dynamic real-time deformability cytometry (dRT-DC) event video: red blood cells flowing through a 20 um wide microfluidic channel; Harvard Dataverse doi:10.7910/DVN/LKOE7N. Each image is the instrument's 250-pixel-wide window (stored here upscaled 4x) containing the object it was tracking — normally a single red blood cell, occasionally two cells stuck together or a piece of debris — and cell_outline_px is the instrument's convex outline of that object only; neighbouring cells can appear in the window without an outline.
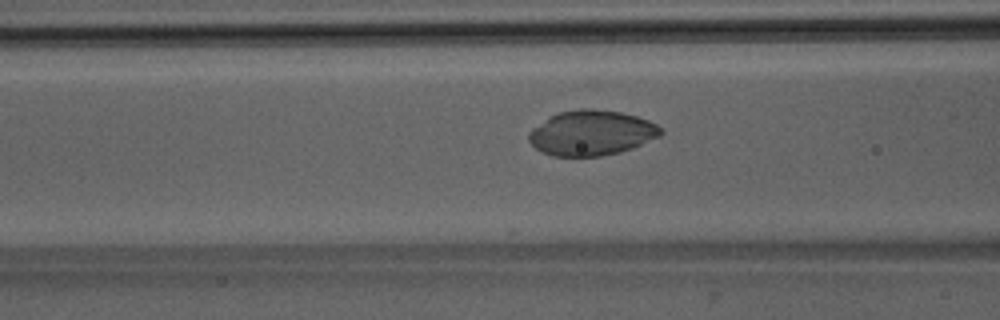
{"species": "Egyptian fruit bat (a non-hibernating species)", "species_latin": "Rousettus aegyptiacus", "temperature_condition": "room temperature", "stored_images_in_passage": 52, "camera_frame_rate_fps": 3000, "um_per_image_px": 0.085, "animal": {"sex": "male"}, "frame": {"image": 1, "passage_image": 21, "time_ms": 6.667, "image_size_px": [1000, 320], "cell_outline_px": [[664, 132], [660, 136], [632, 148], [620, 152], [600, 156], [552, 156], [540, 152], [528, 140], [528, 132], [532, 128], [548, 116], [556, 112], [580, 108], [592, 108], [620, 112], [636, 116], [648, 120], [656, 124]], "centroid_in_image_um": [50.24, 11.29], "position_along_channel_um": 116.4, "area_um2": 34.97}}
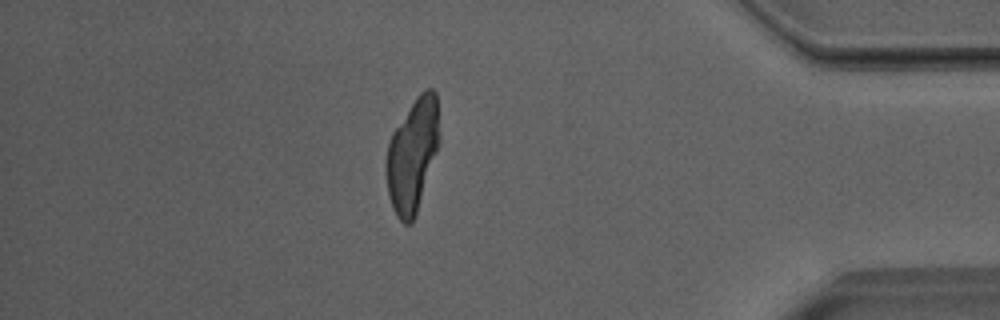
{"frame": {"image": 2, "passage_image": 45, "time_ms": 14.667, "image_size_px": [1000, 320], "cell_outline_px": [[440, 144], [416, 216], [412, 224], [404, 224], [396, 216], [392, 208], [388, 192], [384, 168], [388, 144], [392, 132], [416, 96], [424, 88], [432, 88], [436, 92], [440, 136]], "centroid_in_image_um": [35.07, 13.19], "position_along_channel_um": 400.1, "area_um2": 35.78}}
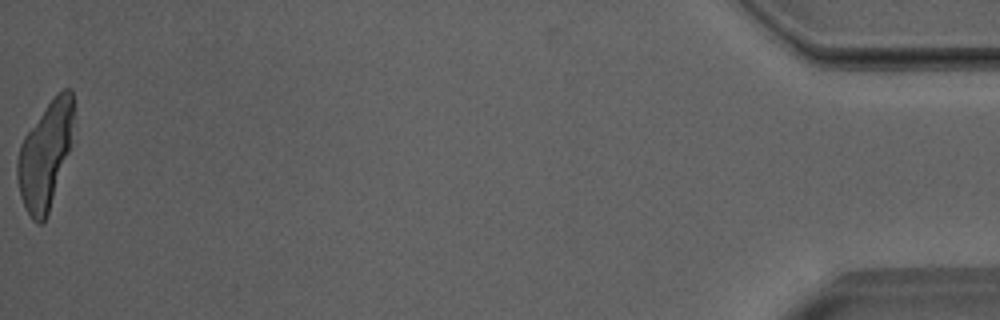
{"frame": {"image": 3, "passage_image": 52, "time_ms": 17.0, "image_size_px": [1000, 320], "cell_outline_px": [[72, 116], [68, 152], [48, 212], [44, 220], [40, 224], [36, 224], [32, 220], [24, 208], [20, 196], [16, 176], [16, 160], [20, 144], [24, 136], [48, 104], [64, 88], [72, 88]], "centroid_in_image_um": [3.77, 13.26], "position_along_channel_um": 431.4, "area_um2": 33.87}}